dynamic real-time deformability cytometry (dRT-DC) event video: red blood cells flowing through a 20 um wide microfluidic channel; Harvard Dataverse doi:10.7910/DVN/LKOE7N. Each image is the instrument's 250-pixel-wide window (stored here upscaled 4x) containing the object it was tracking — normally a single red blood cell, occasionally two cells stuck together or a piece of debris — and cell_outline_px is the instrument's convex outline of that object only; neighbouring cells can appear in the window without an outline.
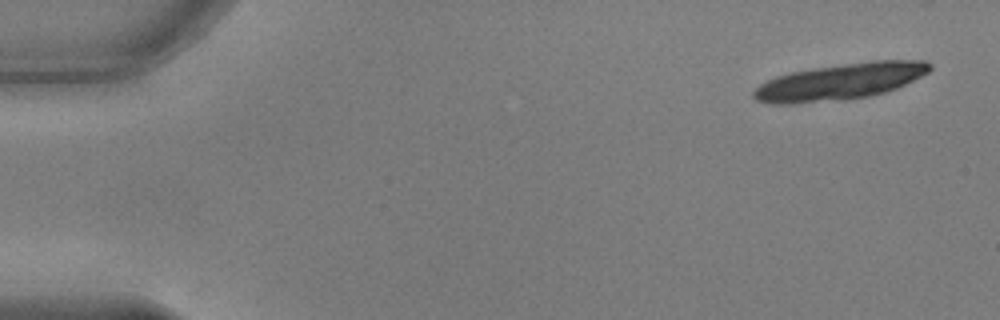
{"species": "common noctule bat (a hibernating species)", "species_latin": "Nyctalus noctula", "temperature_condition": "warm", "stored_images_in_passage": 5, "camera_frame_rate_fps": 3000, "um_per_image_px": 0.085, "animal": {"sex": "male", "body_mass_g": 17.9, "forearm_length_mm": 54.2}, "frame": {"image": 1, "passage_image": 1, "time_ms": 0.0, "image_size_px": [1000, 320], "cell_outline_px": [[932, 68], [928, 72], [896, 88], [884, 92], [868, 96], [844, 100], [792, 104], [768, 104], [756, 100], [752, 96], [752, 92], [760, 84], [776, 76], [792, 72], [812, 68], [872, 60], [924, 60], [932, 64]], "centroid_in_image_um": [71.37, 6.94], "position_along_channel_um": 13.6, "area_um2": 37.34}}